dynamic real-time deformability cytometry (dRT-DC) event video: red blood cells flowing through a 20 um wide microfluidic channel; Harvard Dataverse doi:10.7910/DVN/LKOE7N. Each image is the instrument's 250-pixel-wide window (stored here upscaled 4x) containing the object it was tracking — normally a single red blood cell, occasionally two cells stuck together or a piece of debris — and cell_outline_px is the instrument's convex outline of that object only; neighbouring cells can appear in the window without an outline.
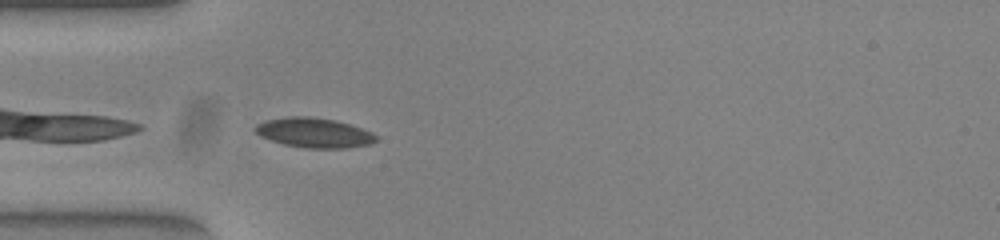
{"species": "common noctule bat (a hibernating species)", "species_latin": "Nyctalus noctula", "temperature_condition": "warm", "stored_images_in_passage": 38, "camera_frame_rate_fps": 3000, "um_per_image_px": 0.085, "animal": {"sex": "female", "body_mass_g": 23.0, "forearm_length_mm": 53.4}, "frame": {"image": 1, "passage_image": 1, "time_ms": 0.0, "image_size_px": [1000, 240], "cell_outline_px": [[376, 140], [368, 144], [348, 148], [308, 148], [284, 144], [260, 136], [256, 132], [256, 124], [264, 120], [288, 116], [308, 116], [336, 120], [352, 124], [372, 132], [376, 136]], "centroid_in_image_um": [26.7, 11.27], "position_along_channel_um": 58.3, "area_um2": 20.92}}
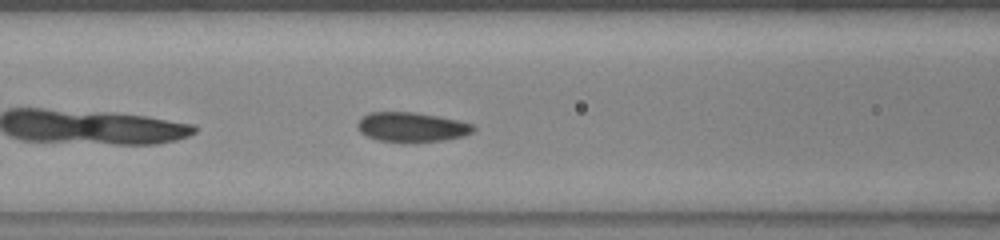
{"frame": {"image": 2, "passage_image": 7, "time_ms": 2.0, "image_size_px": [1000, 240], "cell_outline_px": [[476, 128], [472, 132], [464, 136], [444, 140], [408, 144], [404, 144], [380, 140], [368, 136], [360, 132], [356, 124], [364, 116], [372, 112], [412, 112], [436, 116], [456, 120], [472, 124]], "centroid_in_image_um": [35.0, 10.83], "position_along_channel_um": 131.6, "area_um2": 20.11}}
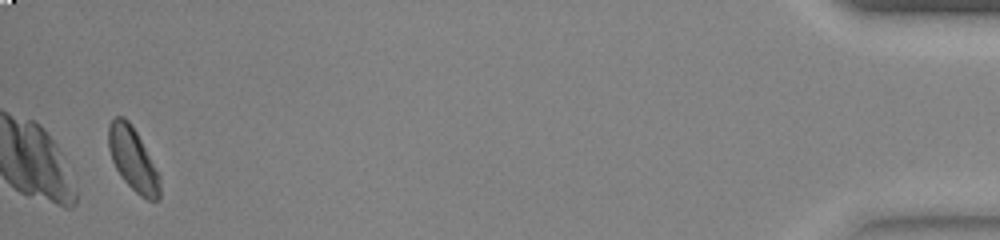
{"frame": {"image": 3, "passage_image": 37, "time_ms": 12.0, "image_size_px": [1000, 240], "cell_outline_px": [[160, 200], [148, 200], [140, 196], [120, 176], [112, 160], [108, 148], [108, 124], [116, 116], [124, 116], [132, 124], [160, 176]], "centroid_in_image_um": [11.29, 13.53], "position_along_channel_um": 423.9, "area_um2": 18.9}, "authors_computed_cell_mechanics": {"area_um2": 19.7676, "velocity_mm_per_s": 3.8123, "shape_relaxation_time_tau1_ms": 3.1131, "shape_relaxation_time_tau2_ms": 3.7511, "deformation_change_tau1": 0.08, "deformation_change_tau2": 0.068}}